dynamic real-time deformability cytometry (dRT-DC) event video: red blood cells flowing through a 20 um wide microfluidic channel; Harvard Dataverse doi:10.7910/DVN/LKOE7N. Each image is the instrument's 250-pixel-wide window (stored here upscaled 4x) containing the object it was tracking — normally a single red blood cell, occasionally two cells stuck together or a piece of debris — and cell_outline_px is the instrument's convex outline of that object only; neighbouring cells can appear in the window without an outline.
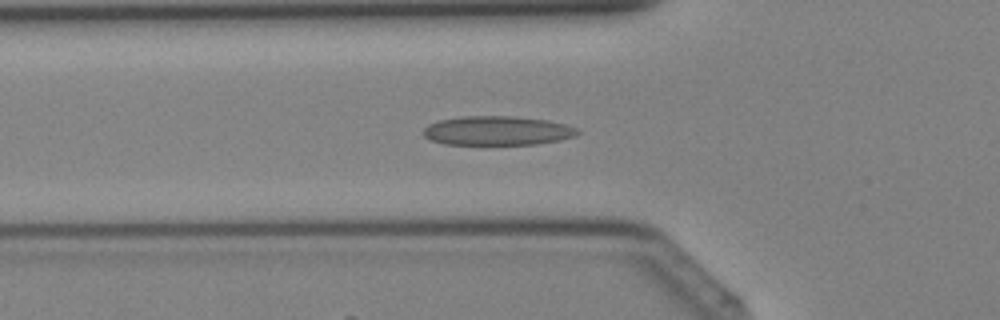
{"species": "Egyptian fruit bat (a non-hibernating species)", "species_latin": "Rousettus aegyptiacus", "temperature_condition": "cold", "stored_images_in_passage": 38, "camera_frame_rate_fps": 3000, "um_per_image_px": 0.085, "animal": {"sex": "female"}, "frame": {"image": 1, "passage_image": 12, "time_ms": 3.667, "image_size_px": [1000, 320], "cell_outline_px": [[580, 132], [576, 136], [560, 140], [536, 144], [444, 144], [432, 140], [424, 136], [424, 128], [428, 124], [440, 120], [464, 116], [516, 116], [548, 120], [580, 128]], "centroid_in_image_um": [42.32, 11.1], "position_along_channel_um": 83.5, "area_um2": 26.24}}
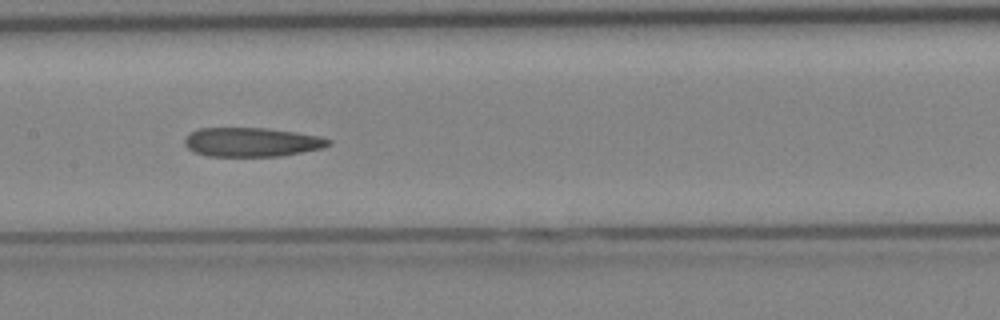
{"frame": {"image": 2, "passage_image": 18, "time_ms": 5.667, "image_size_px": [1000, 320], "cell_outline_px": [[332, 144], [320, 148], [280, 156], [208, 156], [196, 152], [188, 148], [184, 144], [184, 140], [192, 132], [200, 128], [268, 128], [296, 132], [320, 136], [332, 140]], "centroid_in_image_um": [21.42, 12.07], "position_along_channel_um": 186.0, "area_um2": 24.22}}
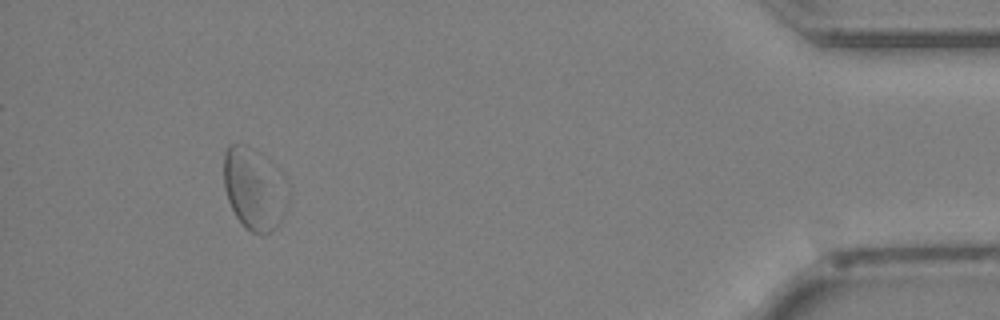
{"frame": {"image": 3, "passage_image": 35, "time_ms": 11.333, "image_size_px": [1000, 320], "cell_outline_px": [[280, 220], [268, 232], [260, 236], [252, 232], [236, 216], [228, 200], [224, 188], [224, 152], [228, 144], [244, 144], [252, 148], [280, 216]], "centroid_in_image_um": [21.14, 16.14], "position_along_channel_um": 414.1, "area_um2": 23.99}}